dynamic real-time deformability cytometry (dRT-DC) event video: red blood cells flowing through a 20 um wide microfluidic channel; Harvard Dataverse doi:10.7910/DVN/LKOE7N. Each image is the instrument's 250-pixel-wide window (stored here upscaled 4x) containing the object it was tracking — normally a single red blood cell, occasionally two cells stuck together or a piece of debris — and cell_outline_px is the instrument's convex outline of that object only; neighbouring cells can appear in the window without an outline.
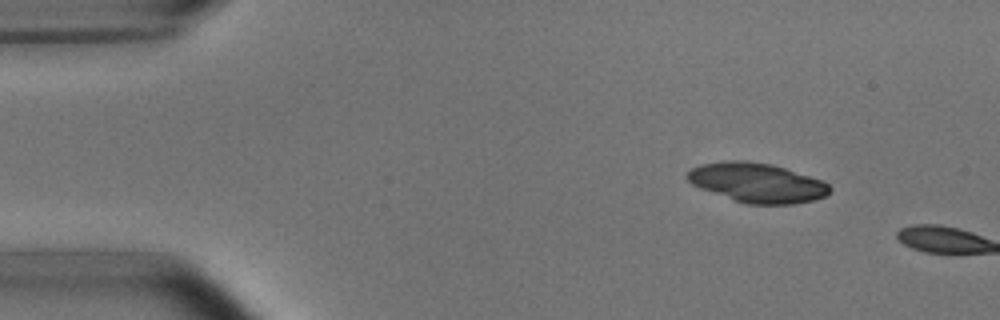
{"species": "common noctule bat (a hibernating species)", "species_latin": "Nyctalus noctula", "temperature_condition": "room temperature", "stored_images_in_passage": 2, "camera_frame_rate_fps": 3000, "um_per_image_px": 0.085, "animal": {"sex": "male", "body_mass_g": 15.6}, "frame": {"image": 1, "passage_image": 1, "time_ms": 0.0, "image_size_px": [1000, 320], "cell_outline_px": [[832, 188], [824, 196], [812, 200], [792, 204], [748, 204], [700, 188], [692, 184], [684, 176], [692, 168], [700, 164], [724, 160], [748, 160], [772, 164], [820, 180], [828, 184]], "centroid_in_image_um": [64.3, 15.51], "position_along_channel_um": 20.7, "area_um2": 32.43}}